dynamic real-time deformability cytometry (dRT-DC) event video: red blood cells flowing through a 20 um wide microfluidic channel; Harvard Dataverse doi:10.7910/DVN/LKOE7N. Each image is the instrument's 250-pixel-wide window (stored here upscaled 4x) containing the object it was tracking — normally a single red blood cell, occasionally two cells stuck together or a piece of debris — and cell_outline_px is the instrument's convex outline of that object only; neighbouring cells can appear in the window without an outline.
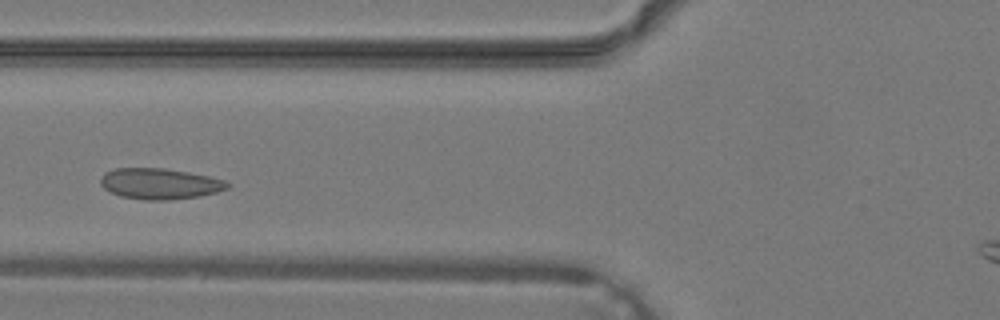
{"species": "common noctule bat (a hibernating species)", "species_latin": "Nyctalus noctula", "temperature_condition": "warm", "stored_images_in_passage": 12, "camera_frame_rate_fps": 3000, "um_per_image_px": 0.085, "animal": {"sex": "male", "body_mass_g": 19.2, "forearm_length_mm": 51.8}, "frame": {"image": 1, "passage_image": 7, "time_ms": 2.0, "image_size_px": [1000, 320], "cell_outline_px": [[232, 184], [228, 188], [216, 192], [200, 196], [168, 200], [144, 200], [120, 196], [104, 188], [100, 184], [100, 180], [104, 172], [116, 168], [164, 168], [188, 172], [208, 176], [224, 180]], "centroid_in_image_um": [13.58, 15.61], "position_along_channel_um": 112.2, "area_um2": 22.83}}
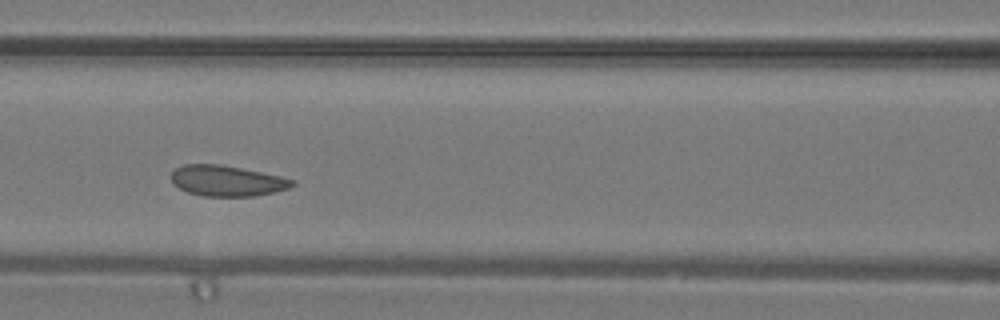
{"frame": {"image": 2, "passage_image": 9, "time_ms": 2.667, "image_size_px": [1000, 320], "cell_outline_px": [[296, 184], [288, 188], [256, 196], [200, 196], [188, 192], [172, 184], [172, 172], [176, 168], [184, 164], [220, 164], [280, 176], [296, 180]], "centroid_in_image_um": [19.28, 15.37], "position_along_channel_um": 147.3, "area_um2": 21.56}}
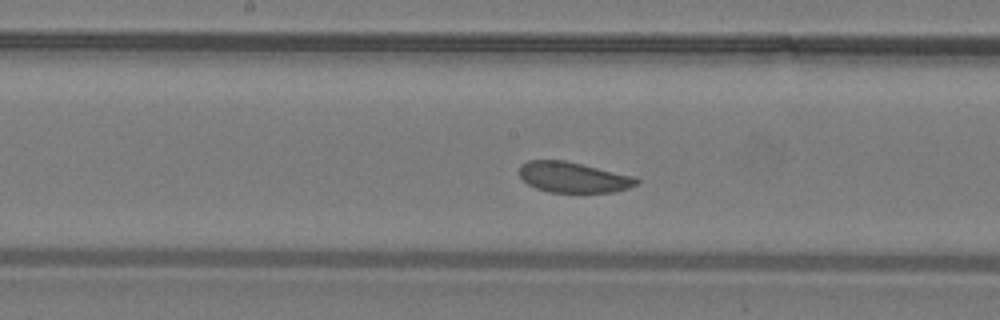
{"frame": {"image": 3, "passage_image": 12, "time_ms": 3.667, "image_size_px": [1000, 320], "cell_outline_px": [[640, 180], [636, 184], [628, 188], [616, 192], [548, 192], [536, 188], [528, 184], [520, 176], [520, 164], [528, 160], [564, 160], [636, 176]], "centroid_in_image_um": [48.75, 15.06], "position_along_channel_um": 199.5, "area_um2": 20.92}}